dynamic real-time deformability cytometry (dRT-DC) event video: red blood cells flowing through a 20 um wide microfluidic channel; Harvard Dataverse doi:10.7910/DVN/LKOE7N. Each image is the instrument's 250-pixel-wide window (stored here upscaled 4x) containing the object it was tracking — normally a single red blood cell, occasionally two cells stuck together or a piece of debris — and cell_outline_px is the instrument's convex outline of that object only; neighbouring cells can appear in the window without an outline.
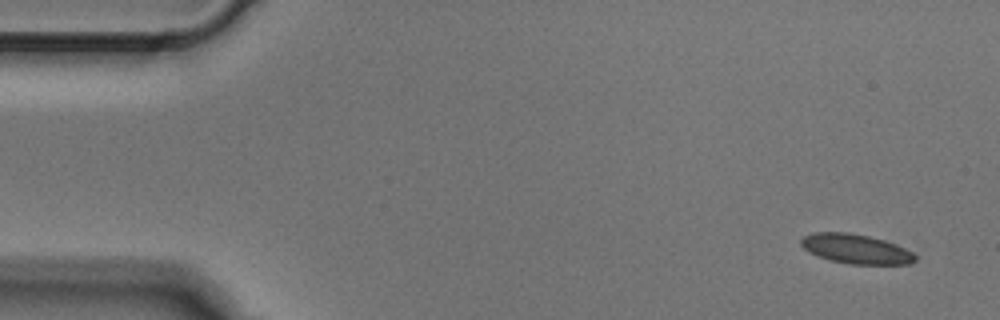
{"species": "Egyptian fruit bat (a non-hibernating species)", "species_latin": "Rousettus aegyptiacus", "temperature_condition": "cold", "stored_images_in_passage": 5, "segment_of_instrument_passage": [1, 2], "camera_frame_rate_fps": 3000, "um_per_image_px": 0.085, "animal": {"sex": "male"}, "frame": {"image": 1, "passage_image": 1, "time_ms": 0.0, "image_size_px": [1000, 320], "cell_outline_px": [[916, 260], [908, 264], [852, 264], [832, 260], [808, 252], [800, 244], [800, 240], [804, 236], [812, 232], [848, 232], [868, 236], [884, 240], [896, 244], [912, 252], [916, 256]], "centroid_in_image_um": [72.74, 21.14], "position_along_channel_um": 12.3, "area_um2": 19.48}}
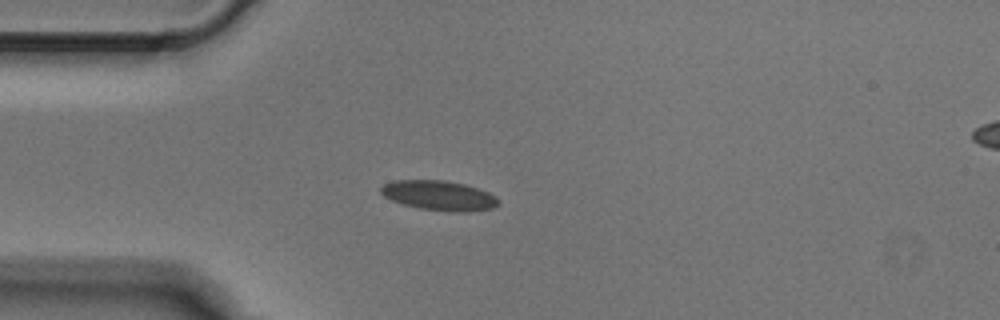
{"frame": {"image": 2, "passage_image": 4, "time_ms": 1.0, "image_size_px": [1000, 320], "cell_outline_px": [[500, 204], [492, 208], [468, 212], [456, 212], [420, 208], [404, 204], [392, 200], [384, 196], [380, 192], [380, 188], [384, 184], [392, 180], [444, 180], [464, 184], [488, 192], [496, 196], [500, 200]], "centroid_in_image_um": [37.34, 16.61], "position_along_channel_um": 47.7, "area_um2": 20.35}}